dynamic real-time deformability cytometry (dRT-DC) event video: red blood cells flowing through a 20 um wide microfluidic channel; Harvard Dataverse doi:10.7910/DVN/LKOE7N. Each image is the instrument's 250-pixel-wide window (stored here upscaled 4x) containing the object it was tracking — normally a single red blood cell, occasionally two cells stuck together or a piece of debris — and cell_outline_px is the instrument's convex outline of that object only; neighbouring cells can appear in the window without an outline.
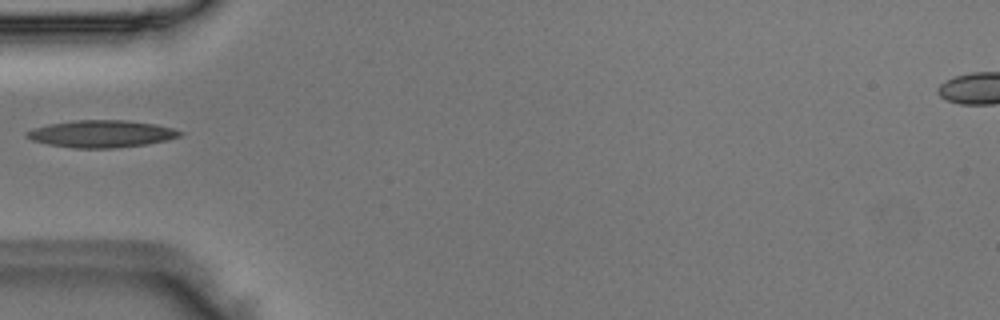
{"species": "Egyptian fruit bat (a non-hibernating species)", "species_latin": "Rousettus aegyptiacus", "temperature_condition": "room temperature", "stored_images_in_passage": 1, "camera_frame_rate_fps": 3000, "um_per_image_px": 0.085, "animal": {"sex": "male"}, "frame": {"image": 1, "passage_image": 1, "time_ms": 0.0, "image_size_px": [1000, 320], "cell_outline_px": [[184, 132], [180, 136], [168, 140], [148, 144], [112, 148], [72, 148], [48, 144], [32, 140], [24, 136], [24, 132], [48, 124], [76, 120], [128, 120], [156, 124], [172, 128]], "centroid_in_image_um": [8.63, 11.37], "position_along_channel_um": 76.4, "area_um2": 24.33}}